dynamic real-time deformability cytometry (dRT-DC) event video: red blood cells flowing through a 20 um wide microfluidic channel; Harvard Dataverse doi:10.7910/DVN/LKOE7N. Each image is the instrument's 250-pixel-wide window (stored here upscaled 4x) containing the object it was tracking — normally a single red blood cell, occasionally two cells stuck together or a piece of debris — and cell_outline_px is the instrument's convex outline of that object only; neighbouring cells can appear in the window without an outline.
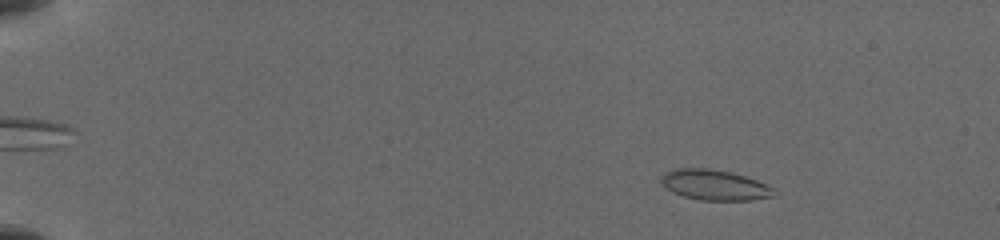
{"species": "common noctule bat (a hibernating species)", "species_latin": "Nyctalus noctula", "temperature_condition": "cold", "stored_images_in_passage": 31, "camera_frame_rate_fps": 3000, "um_per_image_px": 0.085, "animal": {"sex": "female", "body_mass_g": 19.5, "forearm_length_mm": 54.1}, "frame": {"image": 1, "passage_image": 7, "time_ms": 2.333, "image_size_px": [1000, 240], "cell_outline_px": [[776, 196], [752, 200], [700, 200], [684, 196], [668, 188], [660, 180], [672, 168], [708, 168], [732, 172], [756, 180], [772, 188]], "centroid_in_image_um": [60.78, 15.72], "position_along_channel_um": 24.2, "area_um2": 19.59}}
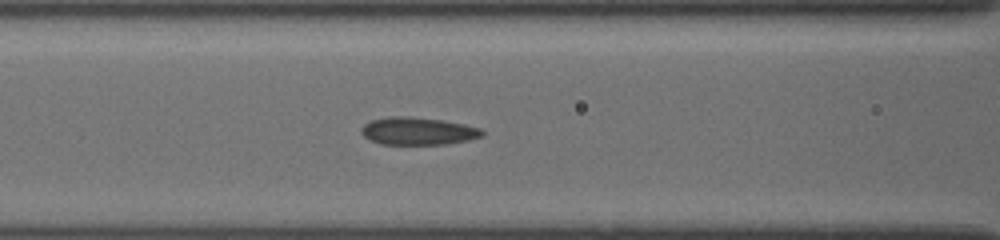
{"frame": {"image": 2, "passage_image": 24, "time_ms": 8.0, "image_size_px": [1000, 240], "cell_outline_px": [[484, 136], [468, 140], [444, 144], [380, 144], [364, 136], [360, 132], [360, 128], [364, 124], [372, 120], [388, 116], [408, 116], [444, 120], [464, 124], [480, 128], [484, 132]], "centroid_in_image_um": [35.52, 11.13], "position_along_channel_um": 131.1, "area_um2": 19.48}}
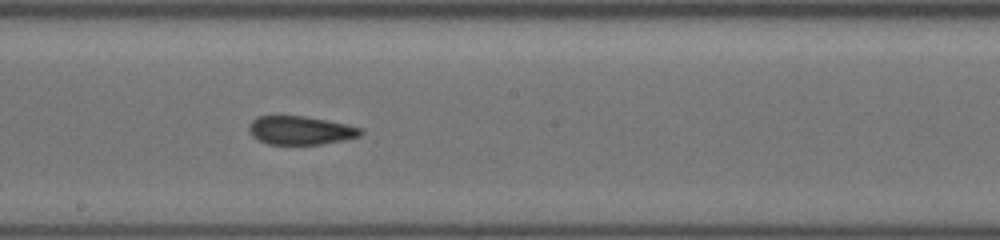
{"frame": {"image": 3, "passage_image": 31, "time_ms": 10.333, "image_size_px": [1000, 240], "cell_outline_px": [[364, 132], [360, 136], [344, 140], [320, 144], [268, 144], [252, 136], [248, 128], [248, 124], [256, 116], [304, 116], [364, 128]], "centroid_in_image_um": [25.54, 11.08], "position_along_channel_um": 222.7, "area_um2": 18.5}}